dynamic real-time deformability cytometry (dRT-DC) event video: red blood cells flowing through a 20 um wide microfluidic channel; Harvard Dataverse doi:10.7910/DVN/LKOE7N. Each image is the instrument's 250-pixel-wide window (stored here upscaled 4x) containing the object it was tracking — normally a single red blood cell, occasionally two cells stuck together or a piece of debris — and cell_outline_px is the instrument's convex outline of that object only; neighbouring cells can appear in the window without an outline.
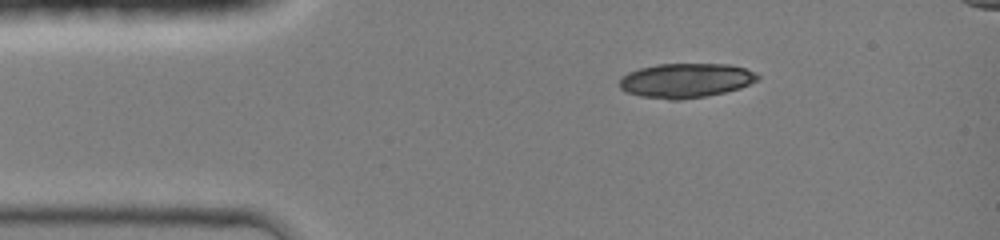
{"species": "common noctule bat (a hibernating species)", "species_latin": "Nyctalus noctula", "temperature_condition": "room temperature", "stored_images_in_passage": 4, "camera_frame_rate_fps": 3000, "um_per_image_px": 0.085, "animal": {"sex": "female", "body_mass_g": 19.0, "forearm_length_mm": 51.5}, "frame": {"image": 1, "passage_image": 1, "time_ms": 0.0, "image_size_px": [1000, 240], "cell_outline_px": [[760, 76], [756, 80], [740, 88], [724, 92], [704, 96], [680, 100], [668, 100], [640, 96], [628, 92], [620, 88], [620, 76], [628, 72], [640, 68], [656, 64], [728, 64], [744, 68], [756, 72]], "centroid_in_image_um": [58.27, 6.84], "position_along_channel_um": 26.7, "area_um2": 27.69}}